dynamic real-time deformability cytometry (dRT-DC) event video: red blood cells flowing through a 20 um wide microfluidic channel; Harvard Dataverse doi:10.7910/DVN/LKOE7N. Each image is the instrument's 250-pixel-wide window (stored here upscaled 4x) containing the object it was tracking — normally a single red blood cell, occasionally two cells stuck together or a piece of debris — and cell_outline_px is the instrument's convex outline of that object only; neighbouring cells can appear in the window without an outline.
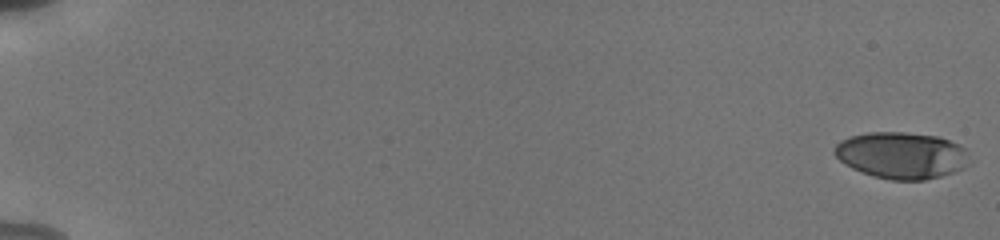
{"species": "human", "species_latin": "Homo sapiens", "temperature_condition": "cold", "stored_images_in_passage": 50, "camera_frame_rate_fps": 3000, "um_per_image_px": 0.085, "donor": {"sex": "male"}, "frame": {"image": 1, "passage_image": 1, "time_ms": 0.0, "image_size_px": [1000, 240], "cell_outline_px": [[972, 164], [964, 168], [940, 176], [924, 180], [892, 180], [872, 176], [852, 168], [844, 164], [832, 152], [832, 148], [840, 140], [848, 136], [868, 132], [904, 132], [936, 136], [960, 144], [968, 148]], "centroid_in_image_um": [76.66, 13.2], "position_along_channel_um": 8.3, "area_um2": 37.28}}
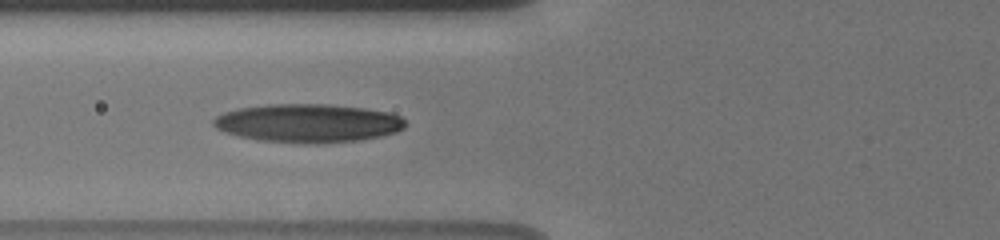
{"frame": {"image": 2, "passage_image": 17, "time_ms": 7.667, "image_size_px": [1000, 240], "cell_outline_px": [[404, 128], [396, 132], [380, 136], [360, 140], [316, 144], [304, 144], [260, 140], [240, 136], [224, 132], [216, 128], [212, 124], [212, 120], [216, 116], [224, 112], [240, 108], [268, 104], [328, 104], [364, 108], [388, 112], [400, 116], [404, 120]], "centroid_in_image_um": [26.17, 10.47], "position_along_channel_um": 99.6, "area_um2": 43.12}}
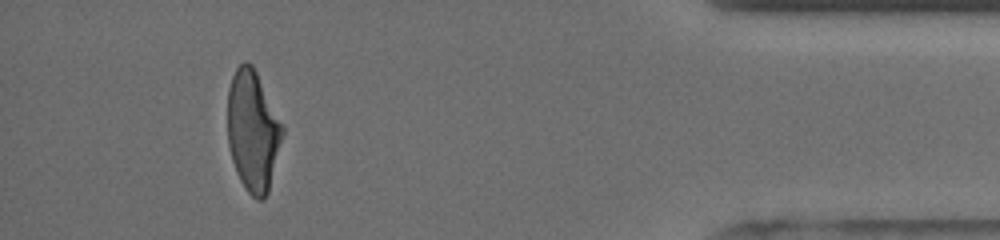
{"frame": {"image": 3, "passage_image": 47, "time_ms": 17.0, "image_size_px": [1000, 240], "cell_outline_px": [[284, 132], [268, 192], [264, 200], [256, 200], [248, 192], [240, 180], [236, 172], [232, 160], [228, 144], [228, 88], [232, 76], [236, 68], [244, 60], [252, 64], [284, 128]], "centroid_in_image_um": [21.48, 11.14], "position_along_channel_um": 413.7, "area_um2": 38.38}, "authors_computed_cell_mechanics": {"area_um2": 40.0265, "velocity_mm_per_s": 3.8483, "shape_relaxation_time_tau1_ms": 5.865, "shape_relaxation_time_tau2_ms": 1.9378, "deformation_change_tau1": 0.2176, "deformation_change_tau2": 0.0981}}